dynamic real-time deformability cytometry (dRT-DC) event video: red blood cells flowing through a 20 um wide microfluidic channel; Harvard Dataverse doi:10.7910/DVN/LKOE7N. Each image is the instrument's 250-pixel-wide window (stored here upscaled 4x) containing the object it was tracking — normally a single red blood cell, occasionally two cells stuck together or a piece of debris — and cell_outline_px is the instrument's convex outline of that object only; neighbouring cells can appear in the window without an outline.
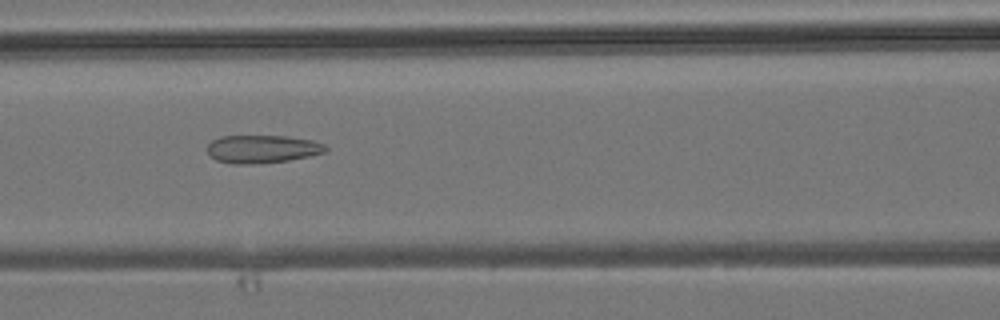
{"species": "common noctule bat (a hibernating species)", "species_latin": "Nyctalus noctula", "temperature_condition": "room temperature", "stored_images_in_passage": 3, "camera_frame_rate_fps": 3000, "um_per_image_px": 0.085, "animal": {"sex": "male", "body_mass_g": 19.2, "forearm_length_mm": 51.8}, "frame": {"image": 1, "passage_image": 3, "time_ms": 2.0, "image_size_px": [1000, 320], "cell_outline_px": [[328, 148], [324, 152], [308, 156], [288, 160], [256, 164], [232, 164], [216, 160], [208, 152], [208, 144], [212, 140], [220, 136], [288, 136], [312, 140], [324, 144]], "centroid_in_image_um": [22.28, 12.66], "position_along_channel_um": 144.3, "area_um2": 19.25}}